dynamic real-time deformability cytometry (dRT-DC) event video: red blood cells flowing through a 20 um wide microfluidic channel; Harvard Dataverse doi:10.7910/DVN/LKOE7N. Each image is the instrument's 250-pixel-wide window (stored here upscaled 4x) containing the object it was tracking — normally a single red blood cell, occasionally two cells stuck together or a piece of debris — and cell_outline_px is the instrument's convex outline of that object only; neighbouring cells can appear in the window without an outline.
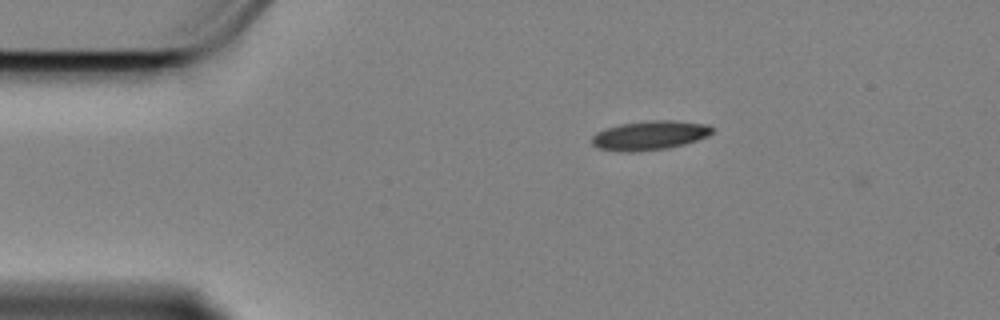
{"species": "Egyptian fruit bat (a non-hibernating species)", "species_latin": "Rousettus aegyptiacus", "temperature_condition": "cold", "stored_images_in_passage": 4, "camera_frame_rate_fps": 3000, "um_per_image_px": 0.085, "animal": {"sex": "female"}, "frame": {"image": 1, "passage_image": 1, "time_ms": 0.0, "image_size_px": [1000, 320], "cell_outline_px": [[716, 128], [708, 136], [684, 144], [668, 148], [632, 152], [624, 152], [600, 148], [592, 144], [592, 136], [596, 132], [604, 128], [620, 124], [648, 120], [672, 120], [708, 124]], "centroid_in_image_um": [55.24, 11.49], "position_along_channel_um": 29.8, "area_um2": 20.58}}